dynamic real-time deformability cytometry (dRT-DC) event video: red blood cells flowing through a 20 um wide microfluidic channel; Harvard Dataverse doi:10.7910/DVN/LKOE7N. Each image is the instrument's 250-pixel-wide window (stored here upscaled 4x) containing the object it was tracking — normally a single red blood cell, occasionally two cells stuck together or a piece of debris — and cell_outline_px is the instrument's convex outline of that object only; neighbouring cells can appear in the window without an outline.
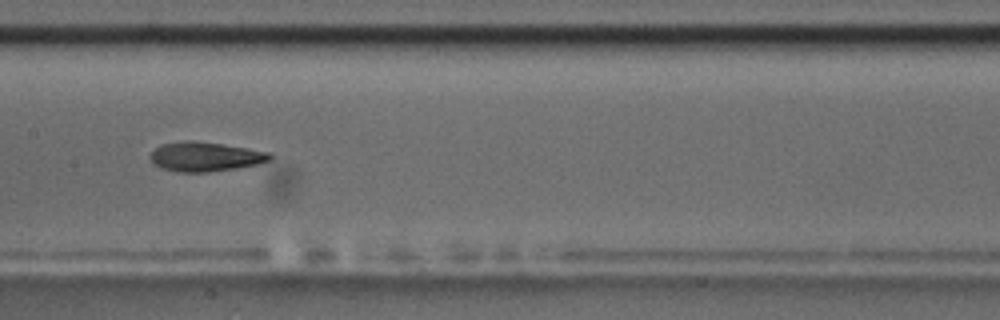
{"species": "common noctule bat (a hibernating species)", "species_latin": "Nyctalus noctula", "temperature_condition": "room temperature", "stored_images_in_passage": 11, "camera_frame_rate_fps": 3000, "um_per_image_px": 0.085, "animal": {"sex": "male", "body_mass_g": 17.5, "forearm_length_mm": 52.3}, "frame": {"image": 1, "passage_image": 8, "time_ms": 2.333, "image_size_px": [1000, 320], "cell_outline_px": [[272, 156], [268, 160], [256, 164], [236, 168], [208, 172], [176, 172], [160, 168], [152, 164], [148, 156], [160, 144], [184, 140], [192, 140], [248, 148], [272, 152]], "centroid_in_image_um": [17.38, 13.31], "position_along_channel_um": 190.0, "area_um2": 20.63}}